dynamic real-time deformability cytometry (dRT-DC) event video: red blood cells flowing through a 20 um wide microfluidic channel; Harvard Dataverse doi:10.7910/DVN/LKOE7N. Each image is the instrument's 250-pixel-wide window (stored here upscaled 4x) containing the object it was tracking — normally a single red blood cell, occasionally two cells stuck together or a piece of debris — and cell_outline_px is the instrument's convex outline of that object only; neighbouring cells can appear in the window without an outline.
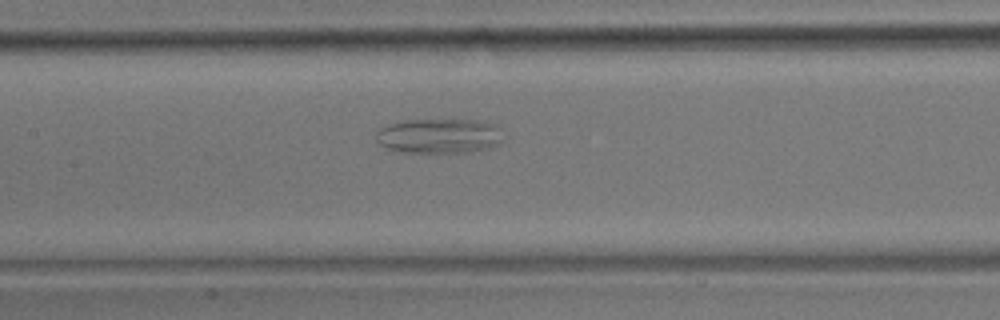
{"species": "common noctule bat (a hibernating species)", "species_latin": "Nyctalus noctula", "temperature_condition": "room temperature", "stored_images_in_passage": 57, "camera_frame_rate_fps": 3000, "um_per_image_px": 0.085, "animal": {"sex": "male", "body_mass_g": 17.9}, "frame": {"image": 1, "passage_image": 26, "time_ms": 8.333, "image_size_px": [1000, 320], "cell_outline_px": [[500, 140], [496, 144], [488, 148], [472, 152], [396, 152], [380, 144], [376, 140], [376, 132], [380, 128], [388, 124], [404, 120], [452, 116], [480, 120], [496, 124], [500, 128]], "centroid_in_image_um": [37.32, 11.49], "position_along_channel_um": 170.1, "area_um2": 26.88}}
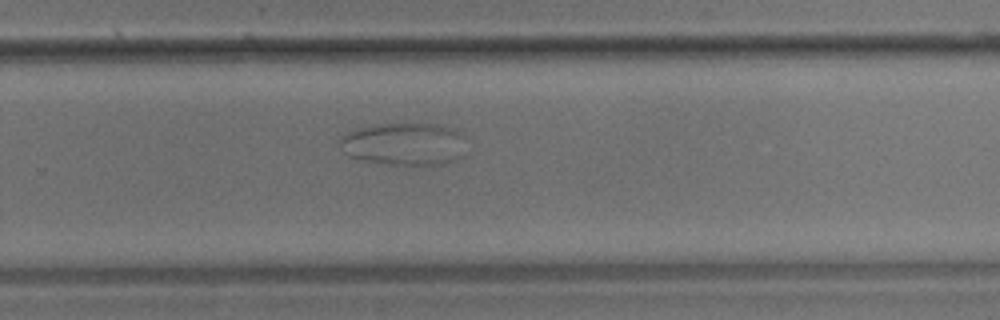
{"frame": {"image": 2, "passage_image": 37, "time_ms": 12.0, "image_size_px": [1000, 320], "cell_outline_px": [[464, 156], [456, 160], [444, 164], [388, 164], [364, 160], [348, 156], [340, 148], [340, 136], [348, 132], [360, 128], [376, 124], [436, 124], [452, 128], [460, 132]], "centroid_in_image_um": [34.33, 12.24], "position_along_channel_um": 295.5, "area_um2": 31.1}}